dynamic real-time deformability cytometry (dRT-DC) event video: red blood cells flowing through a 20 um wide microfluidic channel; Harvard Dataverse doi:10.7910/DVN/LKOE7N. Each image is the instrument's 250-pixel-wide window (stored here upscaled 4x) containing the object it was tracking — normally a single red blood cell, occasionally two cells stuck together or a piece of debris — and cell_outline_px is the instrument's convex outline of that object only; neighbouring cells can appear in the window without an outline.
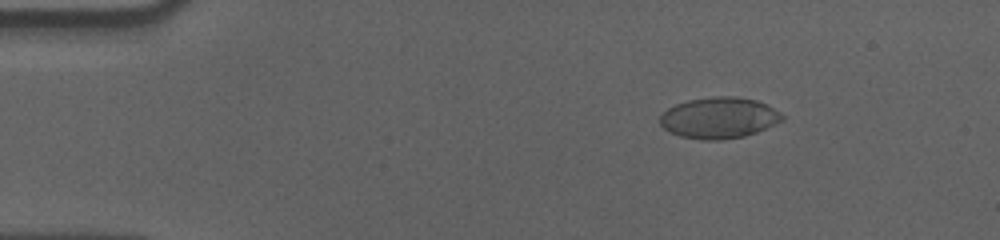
{"species": "human", "species_latin": "Homo sapiens", "temperature_condition": "cold", "stored_images_in_passage": 51, "camera_frame_rate_fps": 3000, "um_per_image_px": 0.085, "donor": {"sex": "male"}, "frame": {"image": 1, "passage_image": 2, "time_ms": 0.333, "image_size_px": [1000, 240], "cell_outline_px": [[784, 120], [756, 132], [744, 136], [720, 140], [704, 140], [680, 136], [664, 128], [660, 124], [660, 116], [668, 108], [676, 104], [688, 100], [716, 96], [736, 96], [756, 100], [768, 104], [780, 112], [784, 116]], "centroid_in_image_um": [61.14, 10.01], "position_along_channel_um": 23.9, "area_um2": 29.25}}
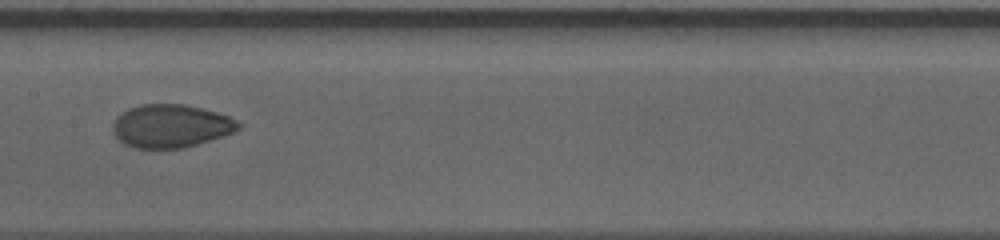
{"frame": {"image": 2, "passage_image": 23, "time_ms": 7.333, "image_size_px": [1000, 240], "cell_outline_px": [[244, 124], [240, 128], [224, 136], [196, 144], [180, 148], [132, 148], [124, 144], [112, 132], [112, 124], [116, 116], [120, 112], [128, 108], [140, 104], [184, 104], [216, 112], [228, 116]], "centroid_in_image_um": [14.49, 10.7], "position_along_channel_um": 192.9, "area_um2": 31.73}}
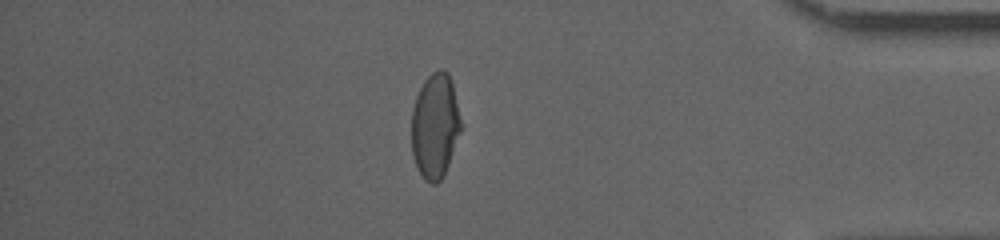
{"frame": {"image": 3, "passage_image": 43, "time_ms": 14.0, "image_size_px": [1000, 240], "cell_outline_px": [[460, 132], [448, 164], [440, 180], [436, 184], [432, 184], [424, 180], [416, 168], [412, 156], [412, 108], [416, 96], [424, 80], [432, 72], [440, 68], [444, 68], [448, 72], [452, 80], [460, 120]], "centroid_in_image_um": [36.95, 10.68], "position_along_channel_um": 398.2, "area_um2": 30.17}, "authors_computed_cell_mechanics": {"area_um2": 31.212, "velocity_mm_per_s": 3.5696, "shape_relaxation_time_tau1_ms": 9.7379, "shape_relaxation_time_tau2_ms": 1.3257, "deformation_change_tau1": 0.223, "deformation_change_tau2": 0.0428}}